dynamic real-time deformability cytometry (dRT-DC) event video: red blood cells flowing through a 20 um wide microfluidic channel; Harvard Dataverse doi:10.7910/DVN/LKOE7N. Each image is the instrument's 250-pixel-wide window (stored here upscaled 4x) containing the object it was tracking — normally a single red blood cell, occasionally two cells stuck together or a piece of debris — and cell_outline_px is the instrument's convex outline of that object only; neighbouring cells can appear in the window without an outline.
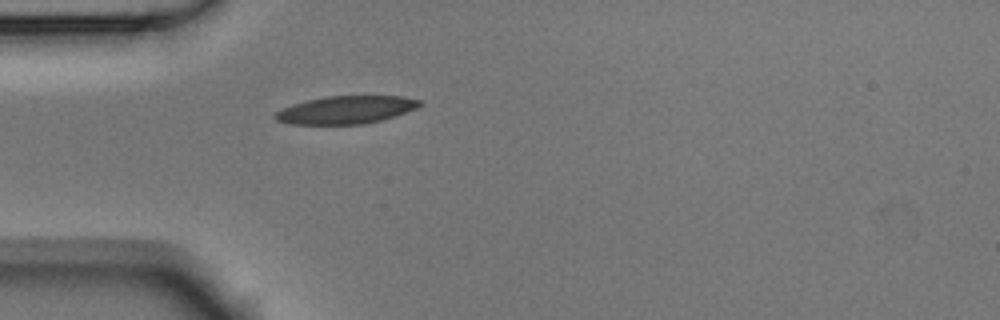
{"species": "Egyptian fruit bat (a non-hibernating species)", "species_latin": "Rousettus aegyptiacus", "temperature_condition": "room temperature", "stored_images_in_passage": 1, "camera_frame_rate_fps": 3000, "um_per_image_px": 0.085, "animal": {"sex": "male"}, "frame": {"image": 1, "passage_image": 1, "time_ms": 0.0, "image_size_px": [1000, 320], "cell_outline_px": [[420, 104], [416, 108], [380, 120], [364, 124], [288, 124], [276, 120], [272, 116], [276, 112], [292, 104], [308, 100], [328, 96], [404, 96], [420, 100]], "centroid_in_image_um": [29.36, 9.34], "position_along_channel_um": 55.6, "area_um2": 23.12}}